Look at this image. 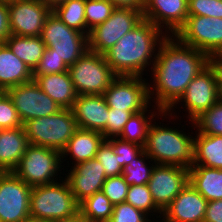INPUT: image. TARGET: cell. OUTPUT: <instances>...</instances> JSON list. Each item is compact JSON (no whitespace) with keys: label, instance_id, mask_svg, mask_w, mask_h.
I'll use <instances>...</instances> for the list:
<instances>
[{"label":"cell","instance_id":"cell-1","mask_svg":"<svg viewBox=\"0 0 222 222\" xmlns=\"http://www.w3.org/2000/svg\"><path fill=\"white\" fill-rule=\"evenodd\" d=\"M210 63L211 58L204 52L168 36L158 48L150 68L154 76V84L151 85L154 87L149 84V98L155 102L157 113L168 111L185 93L190 82Z\"/></svg>","mask_w":222,"mask_h":222},{"label":"cell","instance_id":"cell-2","mask_svg":"<svg viewBox=\"0 0 222 222\" xmlns=\"http://www.w3.org/2000/svg\"><path fill=\"white\" fill-rule=\"evenodd\" d=\"M167 37L152 22L143 19L117 41L104 56L117 76L142 77L151 62L153 67L157 57L156 51Z\"/></svg>","mask_w":222,"mask_h":222},{"label":"cell","instance_id":"cell-3","mask_svg":"<svg viewBox=\"0 0 222 222\" xmlns=\"http://www.w3.org/2000/svg\"><path fill=\"white\" fill-rule=\"evenodd\" d=\"M150 125L143 147L154 164L190 168L194 161V136L177 128Z\"/></svg>","mask_w":222,"mask_h":222},{"label":"cell","instance_id":"cell-4","mask_svg":"<svg viewBox=\"0 0 222 222\" xmlns=\"http://www.w3.org/2000/svg\"><path fill=\"white\" fill-rule=\"evenodd\" d=\"M58 182L32 187L29 202L31 218L54 222L79 213V204L67 180Z\"/></svg>","mask_w":222,"mask_h":222},{"label":"cell","instance_id":"cell-5","mask_svg":"<svg viewBox=\"0 0 222 222\" xmlns=\"http://www.w3.org/2000/svg\"><path fill=\"white\" fill-rule=\"evenodd\" d=\"M29 144L62 151L78 129L72 109L31 119L23 123Z\"/></svg>","mask_w":222,"mask_h":222},{"label":"cell","instance_id":"cell-6","mask_svg":"<svg viewBox=\"0 0 222 222\" xmlns=\"http://www.w3.org/2000/svg\"><path fill=\"white\" fill-rule=\"evenodd\" d=\"M68 73L78 95H103L118 77L105 56L91 50L69 66Z\"/></svg>","mask_w":222,"mask_h":222},{"label":"cell","instance_id":"cell-7","mask_svg":"<svg viewBox=\"0 0 222 222\" xmlns=\"http://www.w3.org/2000/svg\"><path fill=\"white\" fill-rule=\"evenodd\" d=\"M62 163L60 151L29 144L13 172L30 187L42 186L57 181Z\"/></svg>","mask_w":222,"mask_h":222},{"label":"cell","instance_id":"cell-8","mask_svg":"<svg viewBox=\"0 0 222 222\" xmlns=\"http://www.w3.org/2000/svg\"><path fill=\"white\" fill-rule=\"evenodd\" d=\"M40 37L68 66L88 51V36L69 28L53 11L47 16Z\"/></svg>","mask_w":222,"mask_h":222},{"label":"cell","instance_id":"cell-9","mask_svg":"<svg viewBox=\"0 0 222 222\" xmlns=\"http://www.w3.org/2000/svg\"><path fill=\"white\" fill-rule=\"evenodd\" d=\"M219 101V74L217 68L210 63L203 71H201L187 86L185 93L180 99L167 111L168 116L174 118L173 114L175 106L184 102L188 119L192 123L204 111L211 108ZM179 102V103H178ZM174 107V108H173Z\"/></svg>","mask_w":222,"mask_h":222},{"label":"cell","instance_id":"cell-10","mask_svg":"<svg viewBox=\"0 0 222 222\" xmlns=\"http://www.w3.org/2000/svg\"><path fill=\"white\" fill-rule=\"evenodd\" d=\"M143 20V11L129 8H115L102 24L90 30L88 50L104 55L126 33Z\"/></svg>","mask_w":222,"mask_h":222},{"label":"cell","instance_id":"cell-11","mask_svg":"<svg viewBox=\"0 0 222 222\" xmlns=\"http://www.w3.org/2000/svg\"><path fill=\"white\" fill-rule=\"evenodd\" d=\"M175 37L212 58L222 52V18L188 16Z\"/></svg>","mask_w":222,"mask_h":222},{"label":"cell","instance_id":"cell-12","mask_svg":"<svg viewBox=\"0 0 222 222\" xmlns=\"http://www.w3.org/2000/svg\"><path fill=\"white\" fill-rule=\"evenodd\" d=\"M31 190L14 172L0 173V222H24L30 217Z\"/></svg>","mask_w":222,"mask_h":222},{"label":"cell","instance_id":"cell-13","mask_svg":"<svg viewBox=\"0 0 222 222\" xmlns=\"http://www.w3.org/2000/svg\"><path fill=\"white\" fill-rule=\"evenodd\" d=\"M148 87L145 78L118 76L103 96L109 109L143 111L151 106Z\"/></svg>","mask_w":222,"mask_h":222},{"label":"cell","instance_id":"cell-14","mask_svg":"<svg viewBox=\"0 0 222 222\" xmlns=\"http://www.w3.org/2000/svg\"><path fill=\"white\" fill-rule=\"evenodd\" d=\"M6 93L12 99L22 123L50 116L61 110V107L43 92L34 80L12 87Z\"/></svg>","mask_w":222,"mask_h":222},{"label":"cell","instance_id":"cell-15","mask_svg":"<svg viewBox=\"0 0 222 222\" xmlns=\"http://www.w3.org/2000/svg\"><path fill=\"white\" fill-rule=\"evenodd\" d=\"M188 183V168L155 164L147 185L155 205L163 212Z\"/></svg>","mask_w":222,"mask_h":222},{"label":"cell","instance_id":"cell-16","mask_svg":"<svg viewBox=\"0 0 222 222\" xmlns=\"http://www.w3.org/2000/svg\"><path fill=\"white\" fill-rule=\"evenodd\" d=\"M9 25L13 35L37 37L41 35L52 9L40 0H17L8 3Z\"/></svg>","mask_w":222,"mask_h":222},{"label":"cell","instance_id":"cell-17","mask_svg":"<svg viewBox=\"0 0 222 222\" xmlns=\"http://www.w3.org/2000/svg\"><path fill=\"white\" fill-rule=\"evenodd\" d=\"M187 17L188 0H145L143 19L152 22L162 31L164 29L167 36H175L184 26Z\"/></svg>","mask_w":222,"mask_h":222},{"label":"cell","instance_id":"cell-18","mask_svg":"<svg viewBox=\"0 0 222 222\" xmlns=\"http://www.w3.org/2000/svg\"><path fill=\"white\" fill-rule=\"evenodd\" d=\"M66 177L78 204L95 192L101 191L107 179L101 163L96 158L72 166Z\"/></svg>","mask_w":222,"mask_h":222},{"label":"cell","instance_id":"cell-19","mask_svg":"<svg viewBox=\"0 0 222 222\" xmlns=\"http://www.w3.org/2000/svg\"><path fill=\"white\" fill-rule=\"evenodd\" d=\"M207 204L208 201L188 183L163 211L162 220L164 222H203Z\"/></svg>","mask_w":222,"mask_h":222},{"label":"cell","instance_id":"cell-20","mask_svg":"<svg viewBox=\"0 0 222 222\" xmlns=\"http://www.w3.org/2000/svg\"><path fill=\"white\" fill-rule=\"evenodd\" d=\"M72 112L78 128L102 132L107 127L109 107L103 95H78Z\"/></svg>","mask_w":222,"mask_h":222},{"label":"cell","instance_id":"cell-21","mask_svg":"<svg viewBox=\"0 0 222 222\" xmlns=\"http://www.w3.org/2000/svg\"><path fill=\"white\" fill-rule=\"evenodd\" d=\"M29 145L23 126L0 132V171L13 172Z\"/></svg>","mask_w":222,"mask_h":222},{"label":"cell","instance_id":"cell-22","mask_svg":"<svg viewBox=\"0 0 222 222\" xmlns=\"http://www.w3.org/2000/svg\"><path fill=\"white\" fill-rule=\"evenodd\" d=\"M33 80L61 109H72L78 94L68 71L44 76H33Z\"/></svg>","mask_w":222,"mask_h":222},{"label":"cell","instance_id":"cell-23","mask_svg":"<svg viewBox=\"0 0 222 222\" xmlns=\"http://www.w3.org/2000/svg\"><path fill=\"white\" fill-rule=\"evenodd\" d=\"M33 80V72L21 61L6 43H0V90L25 84Z\"/></svg>","mask_w":222,"mask_h":222},{"label":"cell","instance_id":"cell-24","mask_svg":"<svg viewBox=\"0 0 222 222\" xmlns=\"http://www.w3.org/2000/svg\"><path fill=\"white\" fill-rule=\"evenodd\" d=\"M103 140L101 132L78 128L61 151V160L64 162V158L69 154L71 159L75 160L72 165L93 159Z\"/></svg>","mask_w":222,"mask_h":222},{"label":"cell","instance_id":"cell-25","mask_svg":"<svg viewBox=\"0 0 222 222\" xmlns=\"http://www.w3.org/2000/svg\"><path fill=\"white\" fill-rule=\"evenodd\" d=\"M189 183L207 200L222 199V170L205 166L189 168Z\"/></svg>","mask_w":222,"mask_h":222},{"label":"cell","instance_id":"cell-26","mask_svg":"<svg viewBox=\"0 0 222 222\" xmlns=\"http://www.w3.org/2000/svg\"><path fill=\"white\" fill-rule=\"evenodd\" d=\"M192 166H205L222 170V136L197 133L194 137Z\"/></svg>","mask_w":222,"mask_h":222},{"label":"cell","instance_id":"cell-27","mask_svg":"<svg viewBox=\"0 0 222 222\" xmlns=\"http://www.w3.org/2000/svg\"><path fill=\"white\" fill-rule=\"evenodd\" d=\"M5 43L32 72L38 67L46 49L40 36L30 37L12 34Z\"/></svg>","mask_w":222,"mask_h":222},{"label":"cell","instance_id":"cell-28","mask_svg":"<svg viewBox=\"0 0 222 222\" xmlns=\"http://www.w3.org/2000/svg\"><path fill=\"white\" fill-rule=\"evenodd\" d=\"M147 108L141 112L133 114L125 124L119 138L128 142H133L144 147L147 140L148 129L152 123L153 117H168V112L157 113L148 112ZM148 112V115H147ZM150 113V116H149ZM146 114V115H145ZM157 115V116H156ZM149 116V117H148ZM167 116V117H166Z\"/></svg>","mask_w":222,"mask_h":222},{"label":"cell","instance_id":"cell-29","mask_svg":"<svg viewBox=\"0 0 222 222\" xmlns=\"http://www.w3.org/2000/svg\"><path fill=\"white\" fill-rule=\"evenodd\" d=\"M114 205L102 191L95 192L79 204V213L88 222H108Z\"/></svg>","mask_w":222,"mask_h":222},{"label":"cell","instance_id":"cell-30","mask_svg":"<svg viewBox=\"0 0 222 222\" xmlns=\"http://www.w3.org/2000/svg\"><path fill=\"white\" fill-rule=\"evenodd\" d=\"M85 2L86 0H66L55 6L52 11L69 28L87 35Z\"/></svg>","mask_w":222,"mask_h":222},{"label":"cell","instance_id":"cell-31","mask_svg":"<svg viewBox=\"0 0 222 222\" xmlns=\"http://www.w3.org/2000/svg\"><path fill=\"white\" fill-rule=\"evenodd\" d=\"M149 156L143 150L130 164L123 167L122 176L125 182L130 185L147 184L155 165H147L145 160H149Z\"/></svg>","mask_w":222,"mask_h":222},{"label":"cell","instance_id":"cell-32","mask_svg":"<svg viewBox=\"0 0 222 222\" xmlns=\"http://www.w3.org/2000/svg\"><path fill=\"white\" fill-rule=\"evenodd\" d=\"M197 132L206 135L222 136V102H216L192 122Z\"/></svg>","mask_w":222,"mask_h":222},{"label":"cell","instance_id":"cell-33","mask_svg":"<svg viewBox=\"0 0 222 222\" xmlns=\"http://www.w3.org/2000/svg\"><path fill=\"white\" fill-rule=\"evenodd\" d=\"M126 202L130 203L133 207L144 212L148 216L152 215L150 213L156 212L160 214L156 217H160V219L162 217L163 212L155 205L147 184L130 185L126 195Z\"/></svg>","mask_w":222,"mask_h":222},{"label":"cell","instance_id":"cell-34","mask_svg":"<svg viewBox=\"0 0 222 222\" xmlns=\"http://www.w3.org/2000/svg\"><path fill=\"white\" fill-rule=\"evenodd\" d=\"M115 6L109 0H86L85 17L87 36L90 30L105 22L112 14Z\"/></svg>","mask_w":222,"mask_h":222},{"label":"cell","instance_id":"cell-35","mask_svg":"<svg viewBox=\"0 0 222 222\" xmlns=\"http://www.w3.org/2000/svg\"><path fill=\"white\" fill-rule=\"evenodd\" d=\"M95 158L101 163L106 177L122 175L123 168L120 166V159L107 139L99 145Z\"/></svg>","mask_w":222,"mask_h":222},{"label":"cell","instance_id":"cell-36","mask_svg":"<svg viewBox=\"0 0 222 222\" xmlns=\"http://www.w3.org/2000/svg\"><path fill=\"white\" fill-rule=\"evenodd\" d=\"M68 65L54 54V50L46 47L38 67L34 70L33 76H44L68 71Z\"/></svg>","mask_w":222,"mask_h":222},{"label":"cell","instance_id":"cell-37","mask_svg":"<svg viewBox=\"0 0 222 222\" xmlns=\"http://www.w3.org/2000/svg\"><path fill=\"white\" fill-rule=\"evenodd\" d=\"M129 185L125 182L122 175L107 177L104 181L102 192L115 205L126 201Z\"/></svg>","mask_w":222,"mask_h":222},{"label":"cell","instance_id":"cell-38","mask_svg":"<svg viewBox=\"0 0 222 222\" xmlns=\"http://www.w3.org/2000/svg\"><path fill=\"white\" fill-rule=\"evenodd\" d=\"M138 112L109 109L107 127L101 132L104 139L119 137L129 118Z\"/></svg>","mask_w":222,"mask_h":222},{"label":"cell","instance_id":"cell-39","mask_svg":"<svg viewBox=\"0 0 222 222\" xmlns=\"http://www.w3.org/2000/svg\"><path fill=\"white\" fill-rule=\"evenodd\" d=\"M188 16L222 18V0H188Z\"/></svg>","mask_w":222,"mask_h":222},{"label":"cell","instance_id":"cell-40","mask_svg":"<svg viewBox=\"0 0 222 222\" xmlns=\"http://www.w3.org/2000/svg\"><path fill=\"white\" fill-rule=\"evenodd\" d=\"M23 126L12 99L6 92L0 94V127L1 129H13Z\"/></svg>","mask_w":222,"mask_h":222},{"label":"cell","instance_id":"cell-41","mask_svg":"<svg viewBox=\"0 0 222 222\" xmlns=\"http://www.w3.org/2000/svg\"><path fill=\"white\" fill-rule=\"evenodd\" d=\"M120 159V166L123 168L125 165L135 159L144 149L143 146L133 142H128L119 137L107 139Z\"/></svg>","mask_w":222,"mask_h":222},{"label":"cell","instance_id":"cell-42","mask_svg":"<svg viewBox=\"0 0 222 222\" xmlns=\"http://www.w3.org/2000/svg\"><path fill=\"white\" fill-rule=\"evenodd\" d=\"M148 215L126 201L115 204L108 222H151Z\"/></svg>","mask_w":222,"mask_h":222},{"label":"cell","instance_id":"cell-43","mask_svg":"<svg viewBox=\"0 0 222 222\" xmlns=\"http://www.w3.org/2000/svg\"><path fill=\"white\" fill-rule=\"evenodd\" d=\"M11 35L8 3L0 1V43H5Z\"/></svg>","mask_w":222,"mask_h":222},{"label":"cell","instance_id":"cell-44","mask_svg":"<svg viewBox=\"0 0 222 222\" xmlns=\"http://www.w3.org/2000/svg\"><path fill=\"white\" fill-rule=\"evenodd\" d=\"M203 222H222V199L208 201Z\"/></svg>","mask_w":222,"mask_h":222},{"label":"cell","instance_id":"cell-45","mask_svg":"<svg viewBox=\"0 0 222 222\" xmlns=\"http://www.w3.org/2000/svg\"><path fill=\"white\" fill-rule=\"evenodd\" d=\"M115 8H129L137 11H143L145 0H109Z\"/></svg>","mask_w":222,"mask_h":222},{"label":"cell","instance_id":"cell-46","mask_svg":"<svg viewBox=\"0 0 222 222\" xmlns=\"http://www.w3.org/2000/svg\"><path fill=\"white\" fill-rule=\"evenodd\" d=\"M211 63L217 68L219 82H222V54H216L211 58Z\"/></svg>","mask_w":222,"mask_h":222},{"label":"cell","instance_id":"cell-47","mask_svg":"<svg viewBox=\"0 0 222 222\" xmlns=\"http://www.w3.org/2000/svg\"><path fill=\"white\" fill-rule=\"evenodd\" d=\"M54 222H88V221L80 213H77L75 216L71 218L57 220Z\"/></svg>","mask_w":222,"mask_h":222},{"label":"cell","instance_id":"cell-48","mask_svg":"<svg viewBox=\"0 0 222 222\" xmlns=\"http://www.w3.org/2000/svg\"><path fill=\"white\" fill-rule=\"evenodd\" d=\"M47 6H49L51 9H53L58 4H61L62 2H65L66 0H40Z\"/></svg>","mask_w":222,"mask_h":222},{"label":"cell","instance_id":"cell-49","mask_svg":"<svg viewBox=\"0 0 222 222\" xmlns=\"http://www.w3.org/2000/svg\"><path fill=\"white\" fill-rule=\"evenodd\" d=\"M24 222H52V221H48V220H41V219H34L29 217L27 220H25Z\"/></svg>","mask_w":222,"mask_h":222},{"label":"cell","instance_id":"cell-50","mask_svg":"<svg viewBox=\"0 0 222 222\" xmlns=\"http://www.w3.org/2000/svg\"><path fill=\"white\" fill-rule=\"evenodd\" d=\"M219 101L222 102V82H219Z\"/></svg>","mask_w":222,"mask_h":222},{"label":"cell","instance_id":"cell-51","mask_svg":"<svg viewBox=\"0 0 222 222\" xmlns=\"http://www.w3.org/2000/svg\"><path fill=\"white\" fill-rule=\"evenodd\" d=\"M1 2H6V3H10V2H14V1H17V0H0Z\"/></svg>","mask_w":222,"mask_h":222}]
</instances>
